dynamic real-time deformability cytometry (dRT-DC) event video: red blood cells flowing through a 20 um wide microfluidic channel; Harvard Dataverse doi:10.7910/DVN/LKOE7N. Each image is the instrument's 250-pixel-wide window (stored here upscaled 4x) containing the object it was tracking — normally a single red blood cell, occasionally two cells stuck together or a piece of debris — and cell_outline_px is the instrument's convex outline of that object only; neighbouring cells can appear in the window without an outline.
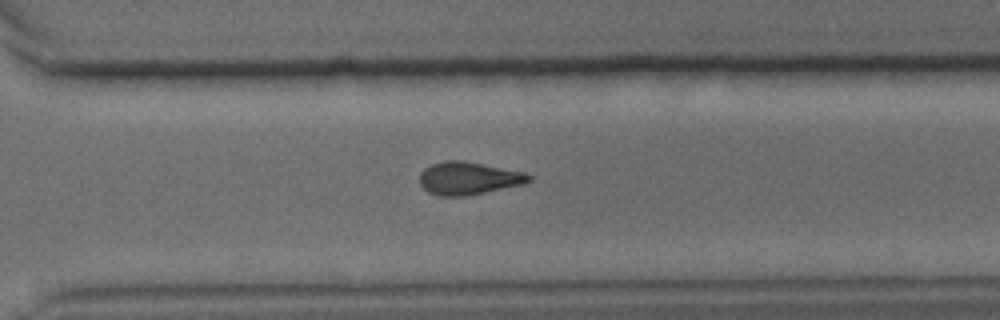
{"species": "common noctule bat (a hibernating species)", "species_latin": "Nyctalus noctula", "temperature_condition": "cold", "stored_images_in_passage": 34, "camera_frame_rate_fps": 3000, "um_per_image_px": 0.085, "animal": {"sex": "male", "body_mass_g": 15.6}, "frame": {"image": 1, "passage_image": 29, "time_ms": 9.333, "image_size_px": [1000, 320], "cell_outline_px": [[532, 180], [524, 184], [464, 196], [440, 196], [428, 192], [420, 184], [420, 172], [424, 168], [432, 164], [444, 160], [464, 160], [524, 172], [532, 176]], "centroid_in_image_um": [39.81, 15.14], "position_along_channel_um": 330.8, "area_um2": 20.87}}